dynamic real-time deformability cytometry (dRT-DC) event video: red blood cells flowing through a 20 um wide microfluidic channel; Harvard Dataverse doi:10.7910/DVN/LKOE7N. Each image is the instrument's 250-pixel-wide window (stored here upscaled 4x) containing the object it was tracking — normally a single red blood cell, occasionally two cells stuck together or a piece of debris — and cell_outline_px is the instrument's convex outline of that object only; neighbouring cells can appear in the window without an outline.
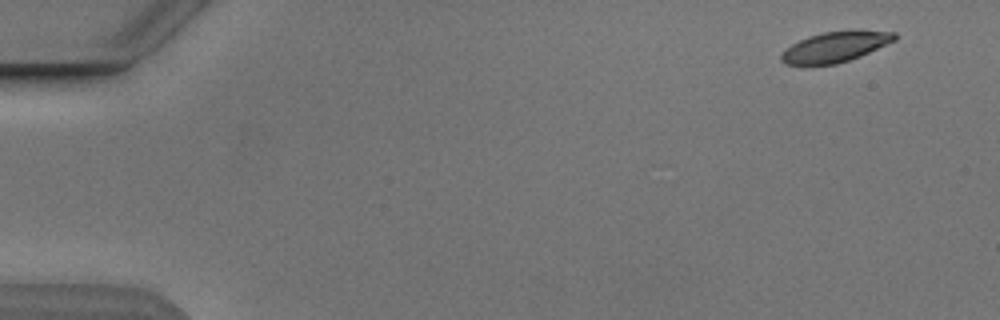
{"species": "Egyptian fruit bat (a non-hibernating species)", "species_latin": "Rousettus aegyptiacus", "temperature_condition": "cold", "stored_images_in_passage": 6, "camera_frame_rate_fps": 3000, "um_per_image_px": 0.085, "animal": {"sex": "male"}, "frame": {"image": 1, "passage_image": 1, "time_ms": 0.0, "image_size_px": [1000, 320], "cell_outline_px": [[896, 40], [860, 56], [836, 64], [784, 64], [780, 60], [780, 56], [792, 44], [808, 36], [824, 32], [852, 28], [896, 32]], "centroid_in_image_um": [71.06, 3.94], "position_along_channel_um": 13.9, "area_um2": 20.23}}
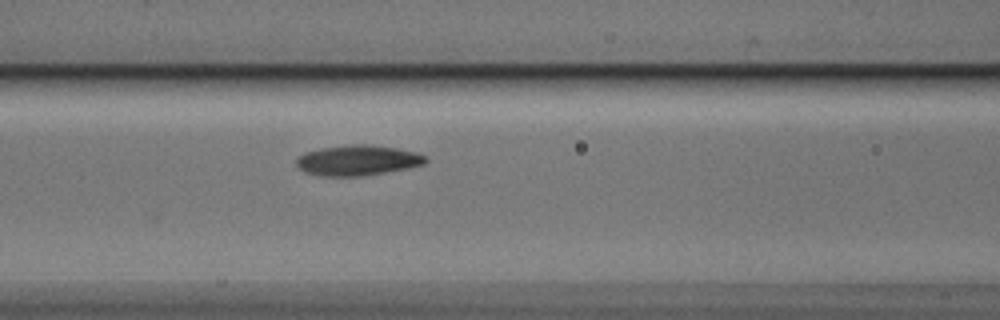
{"frame": {"image": 2, "passage_image": 6, "time_ms": 6.667, "image_size_px": [1000, 320], "cell_outline_px": [[428, 160], [424, 164], [408, 168], [360, 176], [320, 176], [304, 172], [296, 164], [296, 156], [304, 152], [320, 148], [352, 144], [364, 144], [396, 148], [416, 152], [428, 156]], "centroid_in_image_um": [30.38, 13.62], "position_along_channel_um": 136.2, "area_um2": 22.95}}